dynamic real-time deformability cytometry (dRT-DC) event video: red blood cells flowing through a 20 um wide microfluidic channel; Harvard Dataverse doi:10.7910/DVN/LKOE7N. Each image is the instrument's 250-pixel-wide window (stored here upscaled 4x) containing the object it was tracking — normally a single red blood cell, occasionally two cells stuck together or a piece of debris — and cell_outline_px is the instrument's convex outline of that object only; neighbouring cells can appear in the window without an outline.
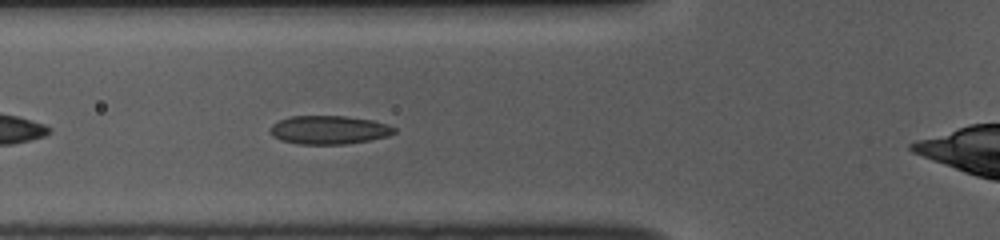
{"species": "common noctule bat (a hibernating species)", "species_latin": "Nyctalus noctula", "temperature_condition": "room temperature", "stored_images_in_passage": 37, "camera_frame_rate_fps": 3000, "um_per_image_px": 0.085, "animal": {"sex": "female", "body_mass_g": 10.0, "forearm_length_mm": 53.1}, "frame": {"image": 1, "passage_image": 6, "time_ms": 1.667, "image_size_px": [1000, 240], "cell_outline_px": [[396, 132], [388, 136], [368, 140], [344, 144], [296, 144], [280, 140], [272, 136], [272, 124], [288, 116], [344, 116], [372, 120], [388, 124], [396, 128]], "centroid_in_image_um": [27.97, 11.04], "position_along_channel_um": 97.8, "area_um2": 20.58}}
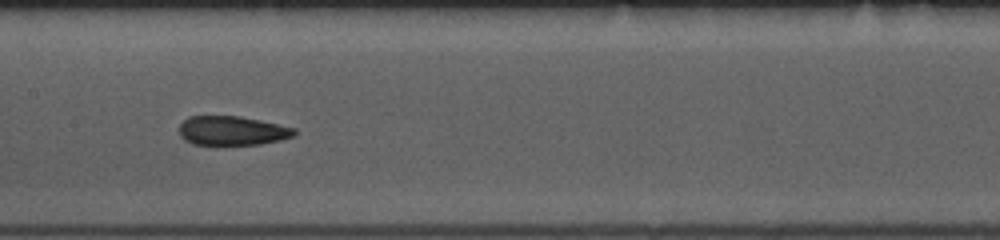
{"frame": {"image": 2, "passage_image": 13, "time_ms": 4.0, "image_size_px": [1000, 240], "cell_outline_px": [[296, 132], [292, 136], [280, 140], [260, 144], [196, 144], [184, 140], [180, 136], [180, 124], [188, 116], [240, 116], [260, 120], [296, 128]], "centroid_in_image_um": [19.73, 11.1], "position_along_channel_um": 187.7, "area_um2": 19.42}}
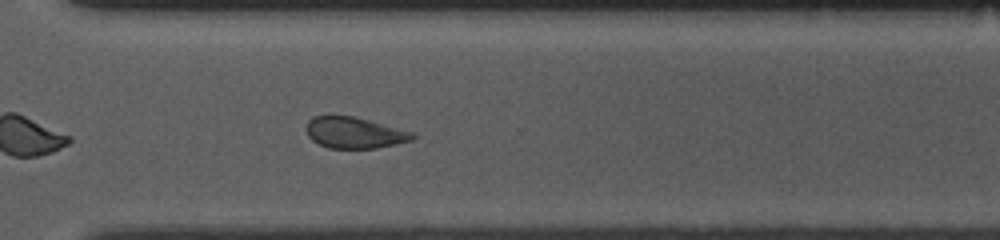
{"frame": {"image": 3, "passage_image": 25, "time_ms": 8.0, "image_size_px": [1000, 240], "cell_outline_px": [[416, 136], [412, 140], [376, 148], [328, 148], [312, 140], [308, 136], [304, 128], [308, 120], [312, 116], [332, 112], [352, 116], [416, 132]], "centroid_in_image_um": [30.06, 11.23], "position_along_channel_um": 340.5, "area_um2": 19.94}, "authors_computed_cell_mechanics": {"area_um2": 20.1144, "velocity_mm_per_s": 3.8351, "shape_relaxation_time_tau1_ms": null, "shape_relaxation_time_tau2_ms": 2.1252, "deformation_change_tau1": null, "deformation_change_tau2": 0.0915}}